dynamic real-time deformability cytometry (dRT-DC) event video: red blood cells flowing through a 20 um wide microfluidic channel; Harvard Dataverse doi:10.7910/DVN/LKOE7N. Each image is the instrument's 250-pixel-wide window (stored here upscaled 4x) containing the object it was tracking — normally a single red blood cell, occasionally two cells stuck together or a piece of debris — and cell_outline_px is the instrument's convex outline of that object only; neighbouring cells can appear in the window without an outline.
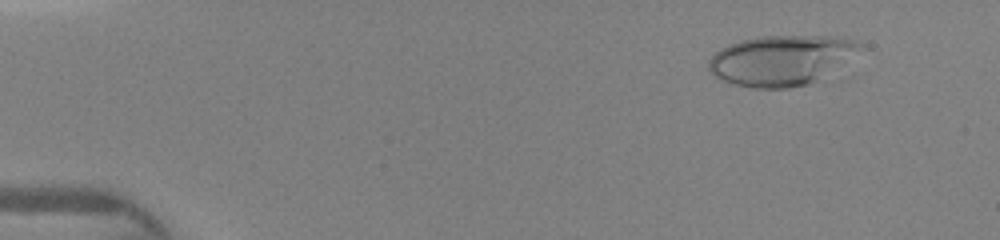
{"species": "human", "species_latin": "Homo sapiens", "temperature_condition": "warm", "stored_images_in_passage": 13, "camera_frame_rate_fps": 3000, "um_per_image_px": 0.085, "donor": {"sex": "female"}, "frame": {"image": 1, "passage_image": 3, "time_ms": 1.0, "image_size_px": [1000, 240], "cell_outline_px": [[864, 44], [808, 84], [788, 88], [752, 88], [736, 84], [724, 80], [708, 72], [708, 60], [720, 48], [728, 44], [740, 40], [756, 36], [828, 36], [856, 40]], "centroid_in_image_um": [66.23, 5.1], "position_along_channel_um": 18.8, "area_um2": 42.83}}
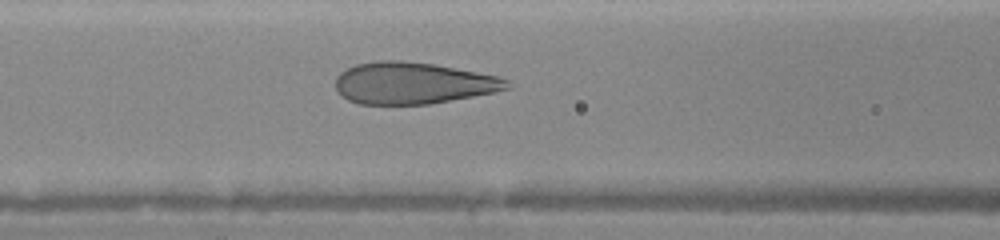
{"frame": {"image": 2, "passage_image": 13, "time_ms": 6.0, "image_size_px": [1000, 240], "cell_outline_px": [[512, 88], [496, 92], [428, 104], [356, 104], [348, 100], [336, 92], [336, 76], [340, 72], [356, 64], [380, 60], [400, 60], [432, 64], [500, 76], [508, 80]], "centroid_in_image_um": [35.1, 7.07], "position_along_channel_um": 131.5, "area_um2": 41.79}}